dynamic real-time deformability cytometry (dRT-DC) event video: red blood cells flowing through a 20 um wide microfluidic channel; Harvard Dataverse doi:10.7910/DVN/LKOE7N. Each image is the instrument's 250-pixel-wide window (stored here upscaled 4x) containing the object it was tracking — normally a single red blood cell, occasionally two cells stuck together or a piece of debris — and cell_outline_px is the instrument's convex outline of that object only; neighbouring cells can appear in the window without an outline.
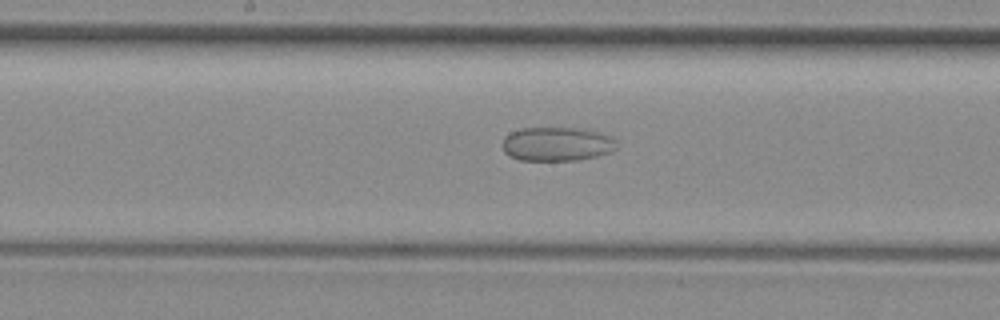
{"species": "common noctule bat (a hibernating species)", "species_latin": "Nyctalus noctula", "temperature_condition": "room temperature", "stored_images_in_passage": 25, "camera_frame_rate_fps": 3000, "um_per_image_px": 0.085, "animal": {"sex": "female", "body_mass_g": 29.2, "forearm_length_mm": 56.3}, "frame": {"image": 1, "passage_image": 22, "time_ms": 7.0, "image_size_px": [1000, 320], "cell_outline_px": [[616, 148], [612, 152], [580, 160], [520, 160], [508, 156], [504, 152], [500, 144], [504, 136], [520, 128], [588, 128], [600, 132], [616, 140]], "centroid_in_image_um": [47.31, 12.24], "position_along_channel_um": 200.9, "area_um2": 23.0}}